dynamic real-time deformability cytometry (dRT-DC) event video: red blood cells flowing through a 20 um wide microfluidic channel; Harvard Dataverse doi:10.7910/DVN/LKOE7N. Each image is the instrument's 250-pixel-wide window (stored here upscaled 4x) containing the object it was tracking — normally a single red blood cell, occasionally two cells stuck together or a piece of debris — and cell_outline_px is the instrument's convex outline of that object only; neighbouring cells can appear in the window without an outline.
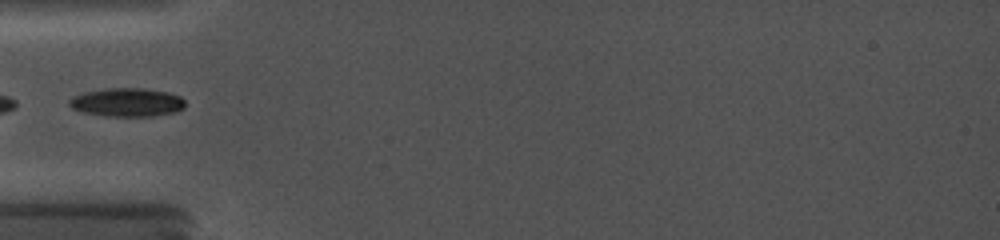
{"species": "common noctule bat (a hibernating species)", "species_latin": "Nyctalus noctula", "temperature_condition": "cold", "stored_images_in_passage": 14, "camera_frame_rate_fps": 5000, "um_per_image_px": 0.085, "animal": {"sex": "female", "body_mass_g": 19.0, "forearm_length_mm": 56.7}, "frame": {"image": 1, "passage_image": 1, "time_ms": 0.0, "image_size_px": [1000, 240], "cell_outline_px": [[184, 108], [176, 112], [152, 116], [108, 116], [84, 112], [72, 108], [68, 104], [68, 100], [72, 96], [84, 92], [108, 88], [144, 88], [168, 92], [180, 96], [184, 100]], "centroid_in_image_um": [10.8, 8.69], "position_along_channel_um": 74.2, "area_um2": 19.31}, "authors_computed_cell_mechanics": {"area_um2": 18.4093, "velocity_mm_per_s": 3.8186, "shape_relaxation_time_tau1_ms": null, "shape_relaxation_time_tau2_ms": 1.5057, "deformation_change_tau1": null, "deformation_change_tau2": 0.0389}}